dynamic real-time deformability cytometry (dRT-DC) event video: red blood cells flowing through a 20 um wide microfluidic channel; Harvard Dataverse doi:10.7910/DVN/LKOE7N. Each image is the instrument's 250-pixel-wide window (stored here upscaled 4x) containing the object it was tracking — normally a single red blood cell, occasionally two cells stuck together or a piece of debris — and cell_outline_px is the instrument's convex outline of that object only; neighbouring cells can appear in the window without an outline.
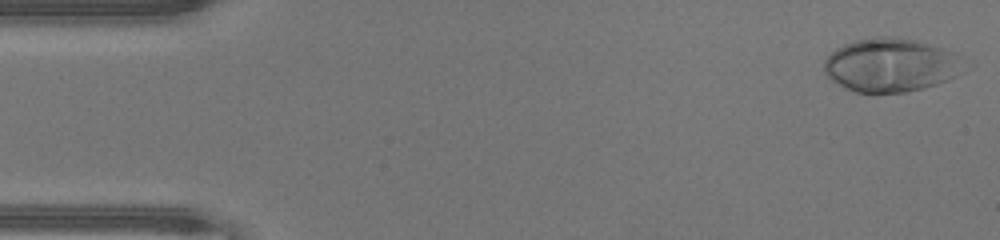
{"species": "human", "species_latin": "Homo sapiens", "temperature_condition": "warm", "stored_images_in_passage": 47, "camera_frame_rate_fps": 3000, "um_per_image_px": 0.085, "donor": {"sex": "male"}, "frame": {"image": 1, "passage_image": 2, "time_ms": 0.333, "image_size_px": [1000, 240], "cell_outline_px": [[956, 76], [948, 80], [936, 84], [904, 92], [856, 92], [832, 80], [824, 72], [824, 60], [836, 48], [844, 44], [856, 40], [876, 36], [892, 36], [916, 40], [952, 52]], "centroid_in_image_um": [75.55, 5.52], "position_along_channel_um": 9.4, "area_um2": 42.14}}
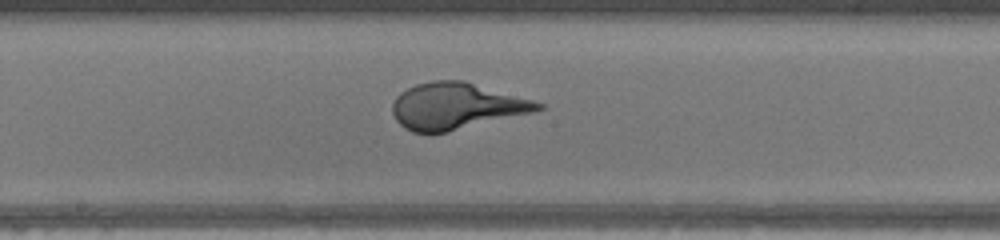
{"frame": {"image": 2, "passage_image": 25, "time_ms": 8.0, "image_size_px": [1000, 240], "cell_outline_px": [[544, 108], [532, 112], [444, 132], [412, 132], [404, 128], [396, 120], [392, 112], [392, 104], [396, 96], [400, 92], [416, 84], [432, 80], [464, 80], [532, 100], [544, 104]], "centroid_in_image_um": [38.73, 9.0], "position_along_channel_um": 209.5, "area_um2": 38.84}}
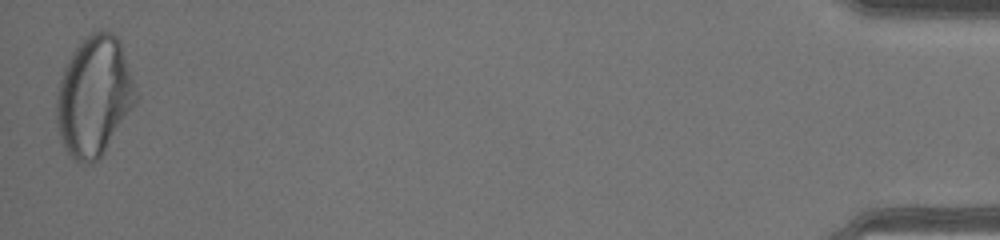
{"frame": {"image": 3, "passage_image": 47, "time_ms": 15.333, "image_size_px": [1000, 240], "cell_outline_px": [[140, 96], [104, 152], [96, 160], [88, 164], [84, 164], [68, 156], [60, 140], [56, 120], [56, 96], [60, 80], [64, 68], [68, 60], [76, 48], [92, 32], [112, 32], [120, 40]], "centroid_in_image_um": [8.01, 8.21], "position_along_channel_um": 427.2, "area_um2": 55.37}}